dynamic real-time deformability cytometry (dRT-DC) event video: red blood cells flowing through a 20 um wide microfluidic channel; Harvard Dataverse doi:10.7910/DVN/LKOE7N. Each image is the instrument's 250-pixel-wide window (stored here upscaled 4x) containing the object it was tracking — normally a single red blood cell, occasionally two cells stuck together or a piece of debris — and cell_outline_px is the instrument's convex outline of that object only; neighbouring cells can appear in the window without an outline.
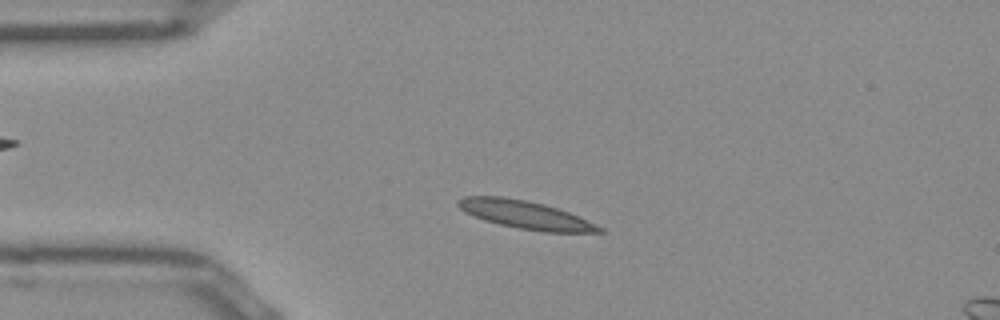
{"species": "Egyptian fruit bat (a non-hibernating species)", "species_latin": "Rousettus aegyptiacus", "temperature_condition": "room temperature", "stored_images_in_passage": 49, "camera_frame_rate_fps": 3000, "um_per_image_px": 0.085, "frame": {"image": 1, "passage_image": 9, "time_ms": 2.667, "image_size_px": [1000, 320], "cell_outline_px": [[604, 232], [544, 232], [520, 228], [500, 224], [484, 220], [472, 216], [464, 212], [456, 204], [456, 200], [464, 196], [504, 196], [544, 204], [568, 212], [604, 228]], "centroid_in_image_um": [44.6, 18.24], "position_along_channel_um": 40.4, "area_um2": 22.89}}
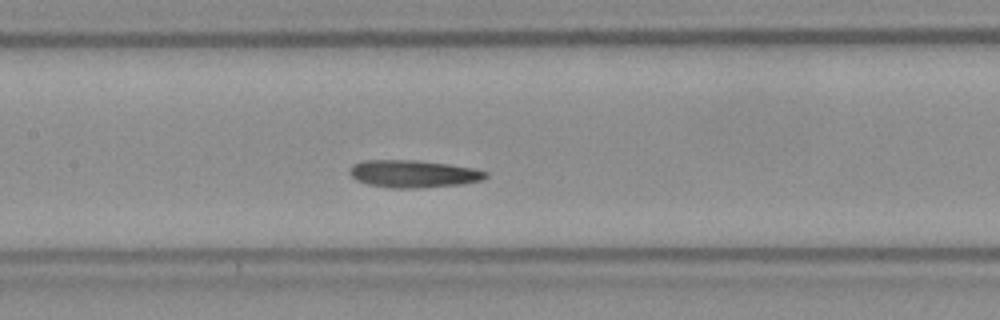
{"frame": {"image": 2, "passage_image": 21, "time_ms": 6.667, "image_size_px": [1000, 320], "cell_outline_px": [[488, 176], [484, 180], [460, 184], [416, 188], [388, 188], [368, 184], [356, 180], [348, 172], [352, 164], [364, 160], [416, 160], [448, 164], [476, 168], [488, 172]], "centroid_in_image_um": [35.14, 14.77], "position_along_channel_um": 172.3, "area_um2": 21.91}}
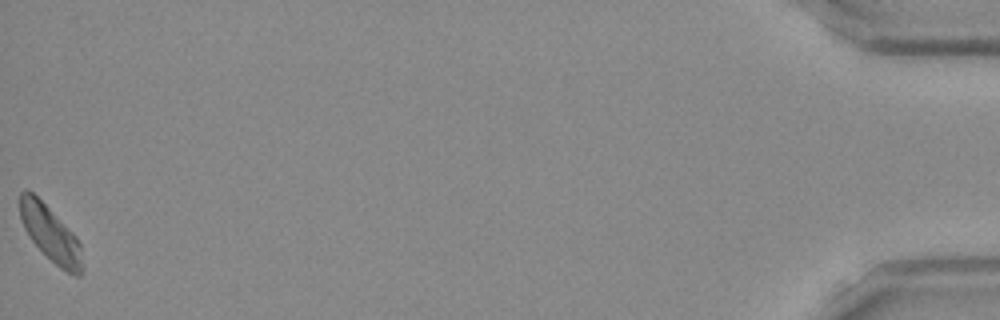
{"frame": {"image": 3, "passage_image": 49, "time_ms": 16.0, "image_size_px": [1000, 320], "cell_outline_px": [[84, 268], [80, 276], [72, 276], [60, 268], [28, 236], [24, 228], [20, 216], [20, 192], [32, 192], [76, 236], [80, 244]], "centroid_in_image_um": [4.33, 19.94], "position_along_channel_um": 430.9, "area_um2": 19.77}, "authors_computed_cell_mechanics": {"area_um2": 21.0392, "velocity_mm_per_s": 3.8851, "shape_relaxation_time_tau1_ms": 9.7688, "shape_relaxation_time_tau2_ms": null, "deformation_change_tau1": 0.2196, "deformation_change_tau2": null}}